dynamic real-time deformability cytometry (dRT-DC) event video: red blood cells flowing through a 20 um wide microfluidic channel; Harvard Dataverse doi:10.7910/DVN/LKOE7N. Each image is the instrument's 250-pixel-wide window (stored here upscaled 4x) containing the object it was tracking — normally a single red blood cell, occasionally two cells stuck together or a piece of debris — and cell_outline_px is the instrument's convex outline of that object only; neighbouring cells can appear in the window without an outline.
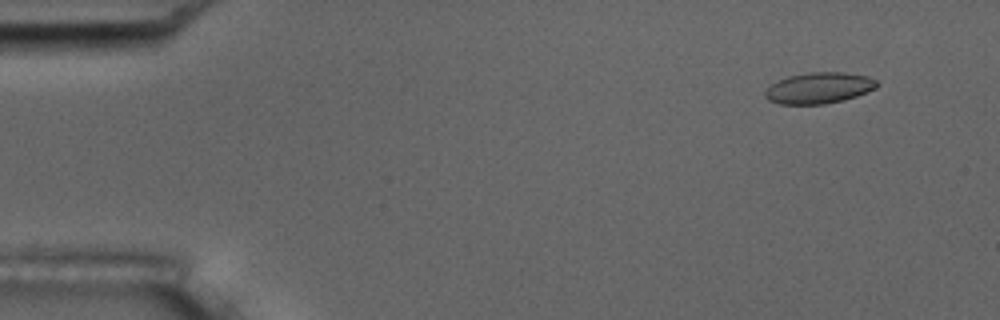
{"species": "common noctule bat (a hibernating species)", "species_latin": "Nyctalus noctula", "temperature_condition": "room temperature", "stored_images_in_passage": 55, "camera_frame_rate_fps": 3000, "um_per_image_px": 0.085, "animal": {"sex": "male", "body_mass_g": 17.5, "forearm_length_mm": 52.3}, "frame": {"image": 1, "passage_image": 5, "time_ms": 1.333, "image_size_px": [1000, 320], "cell_outline_px": [[880, 84], [876, 88], [868, 92], [844, 100], [824, 104], [780, 104], [768, 100], [764, 96], [764, 92], [772, 84], [788, 76], [808, 72], [844, 72], [868, 76], [876, 80]], "centroid_in_image_um": [69.64, 7.48], "position_along_channel_um": 15.4, "area_um2": 20.35}}
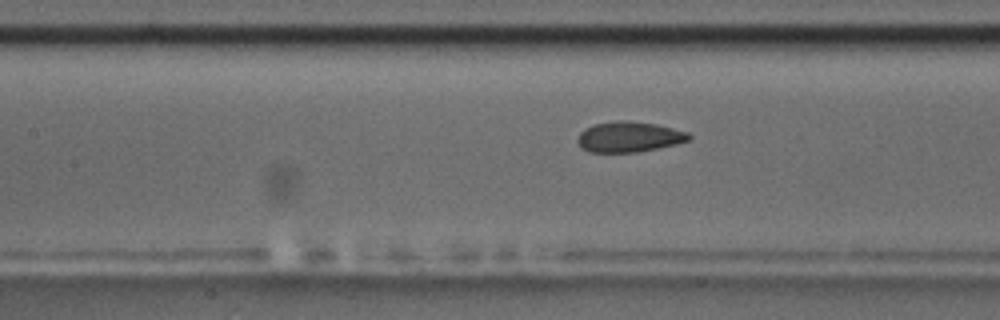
{"frame": {"image": 2, "passage_image": 25, "time_ms": 8.0, "image_size_px": [1000, 320], "cell_outline_px": [[692, 136], [688, 140], [676, 144], [640, 152], [588, 152], [580, 148], [576, 140], [580, 132], [584, 128], [592, 124], [616, 120], [628, 120], [656, 124], [688, 132]], "centroid_in_image_um": [53.42, 11.63], "position_along_channel_um": 154.0, "area_um2": 20.06}}
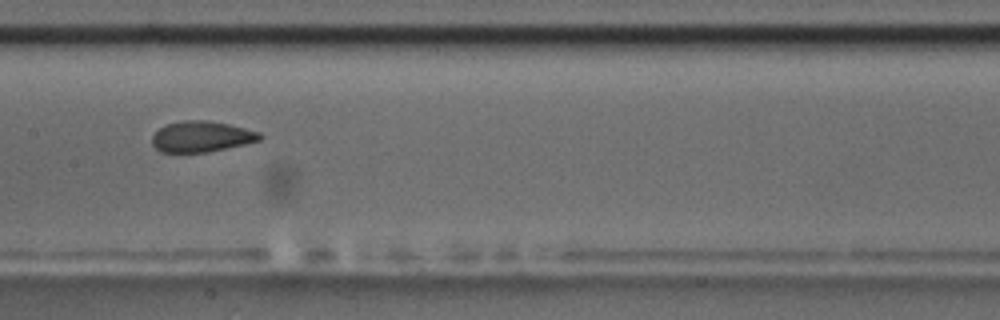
{"frame": {"image": 3, "passage_image": 28, "time_ms": 9.0, "image_size_px": [1000, 320], "cell_outline_px": [[264, 136], [260, 140], [244, 144], [208, 152], [160, 152], [152, 144], [152, 136], [164, 124], [184, 120], [208, 120], [228, 124], [260, 132]], "centroid_in_image_um": [17.12, 11.6], "position_along_channel_um": 190.3, "area_um2": 19.36}, "authors_computed_cell_mechanics": {"area_um2": 20.1722, "velocity_mm_per_s": 3.6683, "shape_relaxation_time_tau1_ms": 8.5884, "shape_relaxation_time_tau2_ms": 1.0501, "deformation_change_tau1": 0.178, "deformation_change_tau2": 0.0575}}